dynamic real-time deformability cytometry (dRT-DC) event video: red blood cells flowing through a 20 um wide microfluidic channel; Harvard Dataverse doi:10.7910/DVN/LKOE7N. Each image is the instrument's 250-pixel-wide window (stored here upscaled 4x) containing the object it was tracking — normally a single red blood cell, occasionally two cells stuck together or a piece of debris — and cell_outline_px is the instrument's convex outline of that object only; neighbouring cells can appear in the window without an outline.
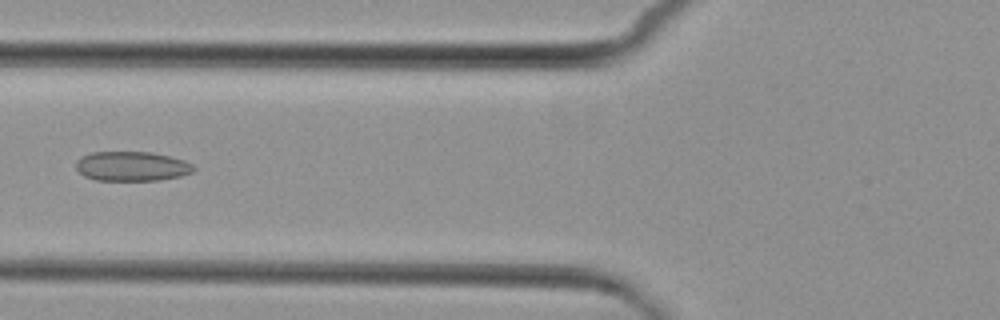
{"species": "common noctule bat (a hibernating species)", "species_latin": "Nyctalus noctula", "temperature_condition": "cold", "stored_images_in_passage": 6, "camera_frame_rate_fps": 3000, "um_per_image_px": 0.085, "animal": {"sex": "female", "body_mass_g": 29.2, "forearm_length_mm": 56.3}, "frame": {"image": 1, "passage_image": 5, "time_ms": 5.667, "image_size_px": [1000, 320], "cell_outline_px": [[196, 168], [192, 172], [180, 176], [160, 180], [96, 180], [84, 176], [76, 168], [76, 160], [80, 156], [92, 152], [152, 152], [184, 160], [192, 164]], "centroid_in_image_um": [11.19, 14.13], "position_along_channel_um": 114.6, "area_um2": 20.29}}
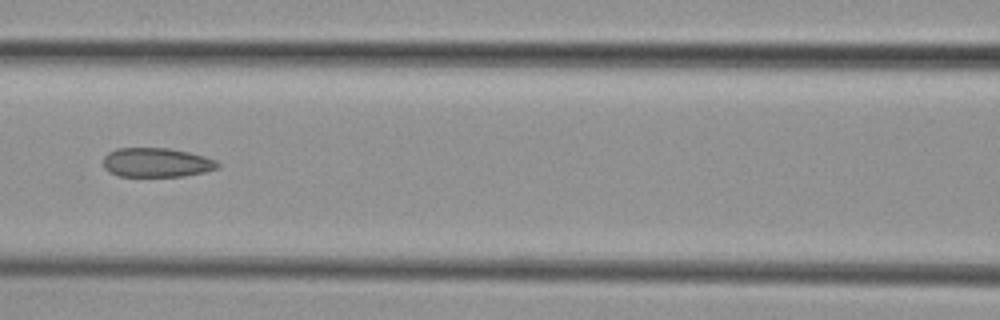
{"frame": {"image": 2, "passage_image": 6, "time_ms": 6.667, "image_size_px": [1000, 320], "cell_outline_px": [[220, 164], [216, 168], [204, 172], [184, 176], [120, 176], [108, 172], [104, 168], [104, 156], [108, 152], [116, 148], [168, 148], [188, 152], [204, 156], [216, 160]], "centroid_in_image_um": [13.28, 13.81], "position_along_channel_um": 153.3, "area_um2": 19.48}}